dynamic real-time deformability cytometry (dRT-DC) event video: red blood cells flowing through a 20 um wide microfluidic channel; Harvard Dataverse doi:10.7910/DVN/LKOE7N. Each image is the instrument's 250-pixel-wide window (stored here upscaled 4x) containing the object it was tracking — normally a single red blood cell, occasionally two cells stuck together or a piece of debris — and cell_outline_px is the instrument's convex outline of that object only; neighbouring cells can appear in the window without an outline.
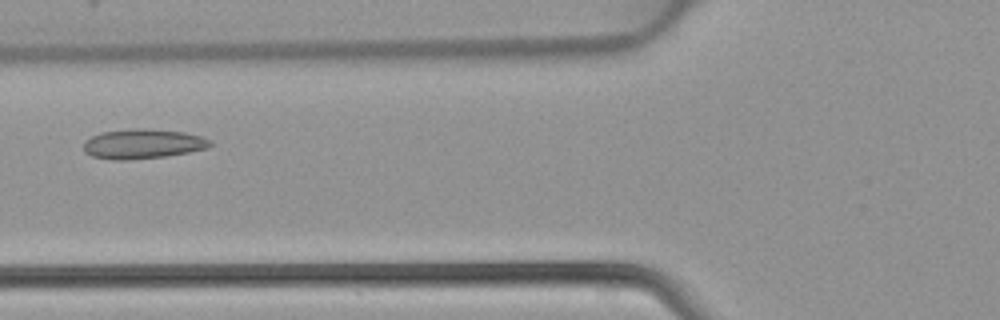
{"species": "common noctule bat (a hibernating species)", "species_latin": "Nyctalus noctula", "temperature_condition": "warm", "stored_images_in_passage": 5, "camera_frame_rate_fps": 3000, "um_per_image_px": 0.085, "animal": {"sex": "female", "body_mass_g": 22.7, "forearm_length_mm": 54.2}, "frame": {"image": 1, "passage_image": 5, "time_ms": 1.333, "image_size_px": [1000, 320], "cell_outline_px": [[212, 144], [208, 148], [188, 152], [164, 156], [128, 160], [112, 160], [92, 156], [84, 152], [84, 140], [100, 132], [136, 128], [144, 128], [184, 132], [200, 136], [208, 140]], "centroid_in_image_um": [12.09, 12.23], "position_along_channel_um": 113.7, "area_um2": 21.85}}